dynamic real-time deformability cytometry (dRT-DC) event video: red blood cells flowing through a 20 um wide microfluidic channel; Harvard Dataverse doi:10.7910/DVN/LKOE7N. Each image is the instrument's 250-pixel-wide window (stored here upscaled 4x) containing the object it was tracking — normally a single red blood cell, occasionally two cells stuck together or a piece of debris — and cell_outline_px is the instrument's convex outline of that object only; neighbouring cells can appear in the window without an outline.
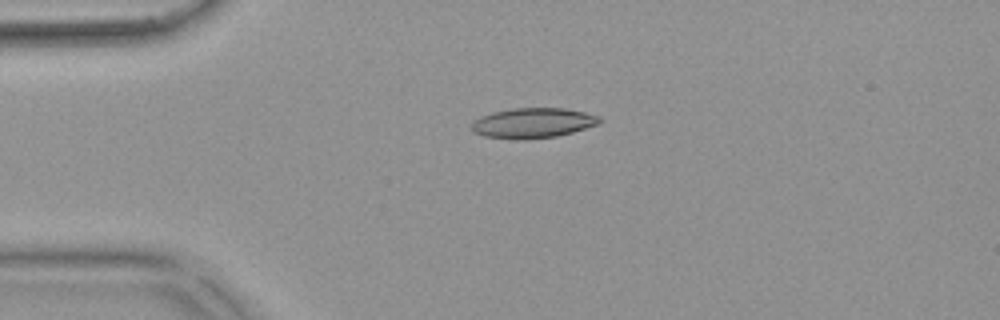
{"species": "common noctule bat (a hibernating species)", "species_latin": "Nyctalus noctula", "temperature_condition": "warm", "stored_images_in_passage": 54, "camera_frame_rate_fps": 3000, "um_per_image_px": 0.085, "animal": {"sex": "female", "body_mass_g": 18.4}, "frame": {"image": 1, "passage_image": 13, "time_ms": 4.0, "image_size_px": [1000, 320], "cell_outline_px": [[604, 120], [600, 124], [572, 132], [556, 136], [524, 140], [520, 140], [484, 136], [472, 132], [472, 120], [480, 116], [492, 112], [512, 108], [564, 108], [584, 112], [600, 116]], "centroid_in_image_um": [45.3, 10.45], "position_along_channel_um": 39.7, "area_um2": 22.72}}
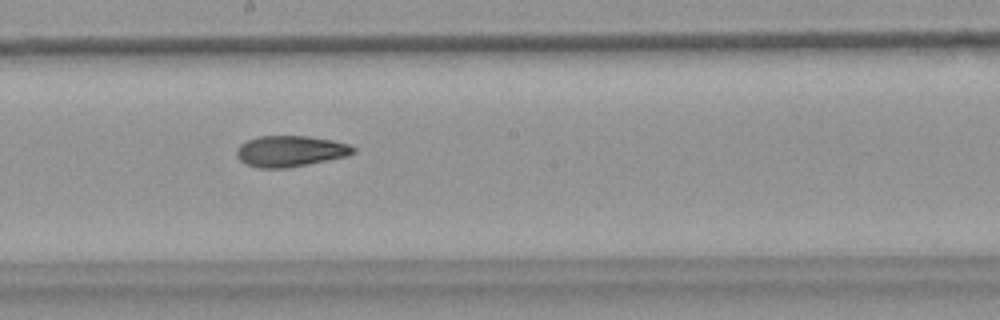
{"frame": {"image": 2, "passage_image": 30, "time_ms": 9.667, "image_size_px": [1000, 320], "cell_outline_px": [[356, 152], [348, 156], [288, 168], [256, 168], [244, 164], [236, 156], [236, 152], [240, 144], [248, 140], [260, 136], [308, 136], [332, 140], [348, 144], [356, 148]], "centroid_in_image_um": [24.67, 12.86], "position_along_channel_um": 223.5, "area_um2": 21.21}}
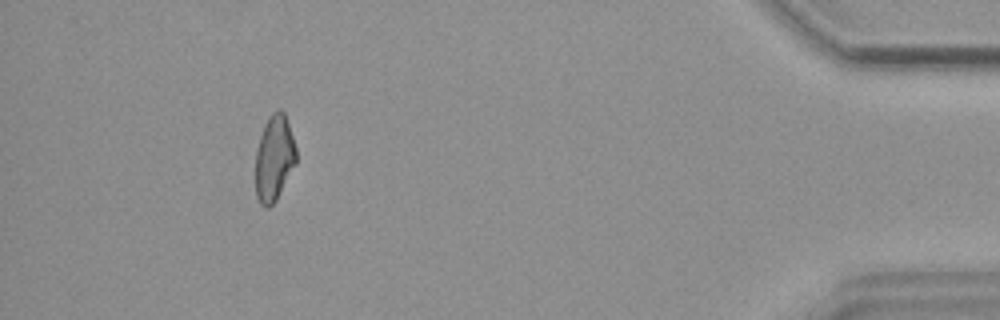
{"frame": {"image": 3, "passage_image": 50, "time_ms": 16.333, "image_size_px": [1000, 320], "cell_outline_px": [[296, 164], [276, 200], [268, 208], [260, 204], [256, 196], [256, 152], [260, 136], [268, 116], [272, 112], [280, 108], [284, 112], [296, 148]], "centroid_in_image_um": [23.31, 13.44], "position_along_channel_um": 411.9, "area_um2": 20.23}, "authors_computed_cell_mechanics": {"area_um2": 21.5016, "velocity_mm_per_s": 3.7443, "shape_relaxation_time_tau1_ms": null, "shape_relaxation_time_tau2_ms": 4.7316, "deformation_change_tau1": null, "deformation_change_tau2": 0.126}}